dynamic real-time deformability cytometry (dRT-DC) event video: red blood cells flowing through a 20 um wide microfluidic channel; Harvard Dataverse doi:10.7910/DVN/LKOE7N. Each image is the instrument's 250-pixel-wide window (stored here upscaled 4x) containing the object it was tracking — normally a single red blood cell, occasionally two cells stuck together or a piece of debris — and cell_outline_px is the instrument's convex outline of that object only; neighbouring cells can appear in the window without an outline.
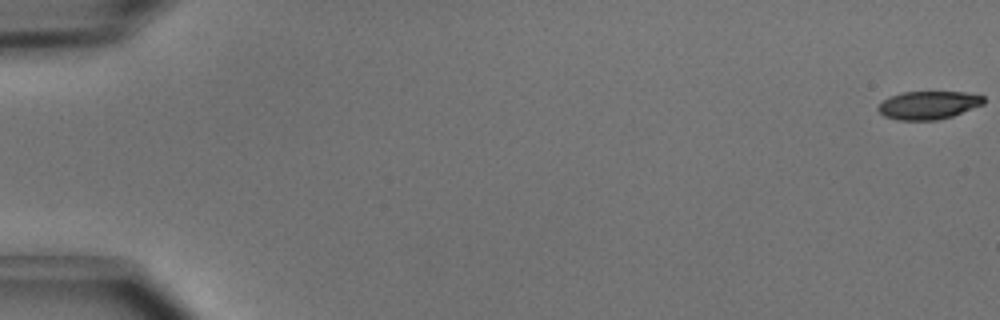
{"species": "common noctule bat (a hibernating species)", "species_latin": "Nyctalus noctula", "temperature_condition": "cold", "stored_images_in_passage": 51, "camera_frame_rate_fps": 3000, "um_per_image_px": 0.085, "animal": {"sex": "male", "body_mass_g": 15.6}, "frame": {"image": 1, "passage_image": 1, "time_ms": 0.0, "image_size_px": [1000, 320], "cell_outline_px": [[984, 104], [952, 116], [936, 120], [900, 120], [884, 116], [876, 108], [888, 96], [900, 92], [964, 92], [984, 96]], "centroid_in_image_um": [78.9, 8.93], "position_along_channel_um": 6.1, "area_um2": 17.28}}
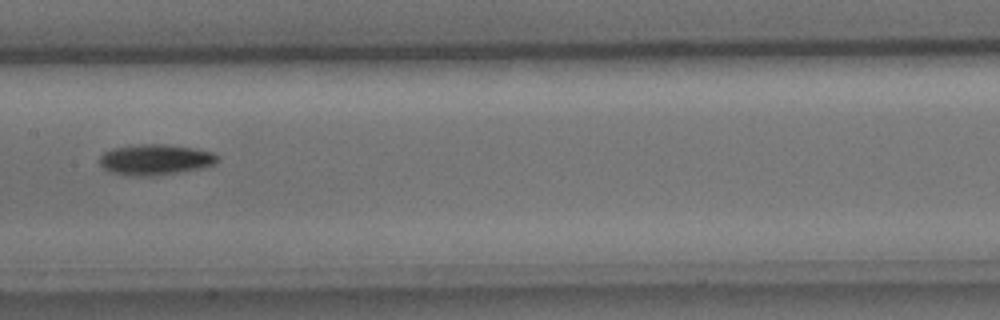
{"frame": {"image": 2, "passage_image": 27, "time_ms": 8.667, "image_size_px": [1000, 320], "cell_outline_px": [[220, 160], [216, 164], [204, 168], [156, 176], [128, 176], [108, 172], [100, 164], [100, 156], [104, 152], [112, 148], [140, 144], [164, 144], [192, 148], [212, 152], [220, 156]], "centroid_in_image_um": [13.22, 13.58], "position_along_channel_um": 194.2, "area_um2": 21.44}}
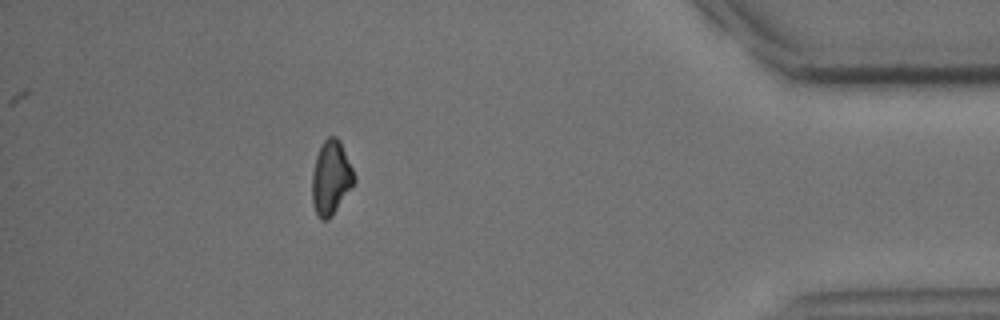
{"frame": {"image": 3, "passage_image": 46, "time_ms": 15.0, "image_size_px": [1000, 320], "cell_outline_px": [[356, 180], [332, 216], [328, 220], [320, 220], [316, 216], [312, 204], [312, 172], [316, 156], [324, 140], [328, 136], [336, 136], [340, 140], [356, 176]], "centroid_in_image_um": [28.12, 15.13], "position_along_channel_um": 407.1, "area_um2": 18.32}, "authors_computed_cell_mechanics": {"area_um2": 19.1318, "velocity_mm_per_s": 4.0369, "shape_relaxation_time_tau1_ms": 3.1534, "shape_relaxation_time_tau2_ms": null, "deformation_change_tau1": 0.088, "deformation_change_tau2": null}}